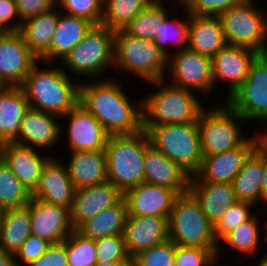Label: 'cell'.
I'll use <instances>...</instances> for the list:
<instances>
[{"mask_svg": "<svg viewBox=\"0 0 267 266\" xmlns=\"http://www.w3.org/2000/svg\"><path fill=\"white\" fill-rule=\"evenodd\" d=\"M59 120L61 121V118L57 115L29 108L22 119L14 143L37 150L55 147L61 141L64 132V124L61 122V125Z\"/></svg>", "mask_w": 267, "mask_h": 266, "instance_id": "cell-16", "label": "cell"}, {"mask_svg": "<svg viewBox=\"0 0 267 266\" xmlns=\"http://www.w3.org/2000/svg\"><path fill=\"white\" fill-rule=\"evenodd\" d=\"M154 0H103L101 24L117 31L126 27L131 20Z\"/></svg>", "mask_w": 267, "mask_h": 266, "instance_id": "cell-34", "label": "cell"}, {"mask_svg": "<svg viewBox=\"0 0 267 266\" xmlns=\"http://www.w3.org/2000/svg\"><path fill=\"white\" fill-rule=\"evenodd\" d=\"M28 266H69L65 240L59 243H51L45 253Z\"/></svg>", "mask_w": 267, "mask_h": 266, "instance_id": "cell-48", "label": "cell"}, {"mask_svg": "<svg viewBox=\"0 0 267 266\" xmlns=\"http://www.w3.org/2000/svg\"><path fill=\"white\" fill-rule=\"evenodd\" d=\"M97 262H124L130 258L123 235L95 239Z\"/></svg>", "mask_w": 267, "mask_h": 266, "instance_id": "cell-42", "label": "cell"}, {"mask_svg": "<svg viewBox=\"0 0 267 266\" xmlns=\"http://www.w3.org/2000/svg\"><path fill=\"white\" fill-rule=\"evenodd\" d=\"M164 1L154 0L139 12L123 30L133 37L144 40H154L155 30L163 24L169 15Z\"/></svg>", "mask_w": 267, "mask_h": 266, "instance_id": "cell-35", "label": "cell"}, {"mask_svg": "<svg viewBox=\"0 0 267 266\" xmlns=\"http://www.w3.org/2000/svg\"><path fill=\"white\" fill-rule=\"evenodd\" d=\"M59 20V9L21 22L19 33L29 49L40 59L48 50Z\"/></svg>", "mask_w": 267, "mask_h": 266, "instance_id": "cell-30", "label": "cell"}, {"mask_svg": "<svg viewBox=\"0 0 267 266\" xmlns=\"http://www.w3.org/2000/svg\"><path fill=\"white\" fill-rule=\"evenodd\" d=\"M0 266H16L14 254L0 246Z\"/></svg>", "mask_w": 267, "mask_h": 266, "instance_id": "cell-51", "label": "cell"}, {"mask_svg": "<svg viewBox=\"0 0 267 266\" xmlns=\"http://www.w3.org/2000/svg\"><path fill=\"white\" fill-rule=\"evenodd\" d=\"M243 0H180L187 14L218 16Z\"/></svg>", "mask_w": 267, "mask_h": 266, "instance_id": "cell-45", "label": "cell"}, {"mask_svg": "<svg viewBox=\"0 0 267 266\" xmlns=\"http://www.w3.org/2000/svg\"><path fill=\"white\" fill-rule=\"evenodd\" d=\"M120 266H140L134 257H130L128 260L120 263Z\"/></svg>", "mask_w": 267, "mask_h": 266, "instance_id": "cell-53", "label": "cell"}, {"mask_svg": "<svg viewBox=\"0 0 267 266\" xmlns=\"http://www.w3.org/2000/svg\"><path fill=\"white\" fill-rule=\"evenodd\" d=\"M150 145L144 130L133 135H109L104 149L108 181L123 193L145 182L143 162Z\"/></svg>", "mask_w": 267, "mask_h": 266, "instance_id": "cell-4", "label": "cell"}, {"mask_svg": "<svg viewBox=\"0 0 267 266\" xmlns=\"http://www.w3.org/2000/svg\"><path fill=\"white\" fill-rule=\"evenodd\" d=\"M252 203L244 201H236L224 214L221 216L219 221L214 225V236L217 240L219 247L216 253V258L219 260V257L223 251L221 248V240L235 228H237L241 223H244L250 220L254 214L251 212V207L253 208ZM219 256V257H218Z\"/></svg>", "mask_w": 267, "mask_h": 266, "instance_id": "cell-40", "label": "cell"}, {"mask_svg": "<svg viewBox=\"0 0 267 266\" xmlns=\"http://www.w3.org/2000/svg\"><path fill=\"white\" fill-rule=\"evenodd\" d=\"M124 241L130 257L169 239L168 218L163 216H128Z\"/></svg>", "mask_w": 267, "mask_h": 266, "instance_id": "cell-21", "label": "cell"}, {"mask_svg": "<svg viewBox=\"0 0 267 266\" xmlns=\"http://www.w3.org/2000/svg\"><path fill=\"white\" fill-rule=\"evenodd\" d=\"M30 105L21 86H0V144L14 142Z\"/></svg>", "mask_w": 267, "mask_h": 266, "instance_id": "cell-29", "label": "cell"}, {"mask_svg": "<svg viewBox=\"0 0 267 266\" xmlns=\"http://www.w3.org/2000/svg\"><path fill=\"white\" fill-rule=\"evenodd\" d=\"M92 25L86 19L60 12L59 8V20L49 50L39 60L49 64L55 59L61 61L82 41Z\"/></svg>", "mask_w": 267, "mask_h": 266, "instance_id": "cell-27", "label": "cell"}, {"mask_svg": "<svg viewBox=\"0 0 267 266\" xmlns=\"http://www.w3.org/2000/svg\"><path fill=\"white\" fill-rule=\"evenodd\" d=\"M267 131V128H265ZM264 130V132L261 131V133L257 132L256 137H257V144L267 153V132Z\"/></svg>", "mask_w": 267, "mask_h": 266, "instance_id": "cell-52", "label": "cell"}, {"mask_svg": "<svg viewBox=\"0 0 267 266\" xmlns=\"http://www.w3.org/2000/svg\"><path fill=\"white\" fill-rule=\"evenodd\" d=\"M30 193L0 158V207L3 210L22 208L28 205Z\"/></svg>", "mask_w": 267, "mask_h": 266, "instance_id": "cell-37", "label": "cell"}, {"mask_svg": "<svg viewBox=\"0 0 267 266\" xmlns=\"http://www.w3.org/2000/svg\"><path fill=\"white\" fill-rule=\"evenodd\" d=\"M124 193L110 181L75 189L70 210L74 229L102 210L118 204Z\"/></svg>", "mask_w": 267, "mask_h": 266, "instance_id": "cell-17", "label": "cell"}, {"mask_svg": "<svg viewBox=\"0 0 267 266\" xmlns=\"http://www.w3.org/2000/svg\"><path fill=\"white\" fill-rule=\"evenodd\" d=\"M255 3V0H243L218 16L228 45L263 55L267 54V12L257 8Z\"/></svg>", "mask_w": 267, "mask_h": 266, "instance_id": "cell-9", "label": "cell"}, {"mask_svg": "<svg viewBox=\"0 0 267 266\" xmlns=\"http://www.w3.org/2000/svg\"><path fill=\"white\" fill-rule=\"evenodd\" d=\"M143 168L146 183L169 188L178 195L188 192L191 175L152 145L146 149Z\"/></svg>", "mask_w": 267, "mask_h": 266, "instance_id": "cell-23", "label": "cell"}, {"mask_svg": "<svg viewBox=\"0 0 267 266\" xmlns=\"http://www.w3.org/2000/svg\"><path fill=\"white\" fill-rule=\"evenodd\" d=\"M246 120L227 103L204 108L198 118L203 157L239 147L249 136H242Z\"/></svg>", "mask_w": 267, "mask_h": 266, "instance_id": "cell-10", "label": "cell"}, {"mask_svg": "<svg viewBox=\"0 0 267 266\" xmlns=\"http://www.w3.org/2000/svg\"><path fill=\"white\" fill-rule=\"evenodd\" d=\"M65 246L69 266H94L97 263L95 239L74 229L65 239Z\"/></svg>", "mask_w": 267, "mask_h": 266, "instance_id": "cell-39", "label": "cell"}, {"mask_svg": "<svg viewBox=\"0 0 267 266\" xmlns=\"http://www.w3.org/2000/svg\"><path fill=\"white\" fill-rule=\"evenodd\" d=\"M16 18L18 20L12 23ZM20 26L21 20L18 15L15 0H0V32H18Z\"/></svg>", "mask_w": 267, "mask_h": 266, "instance_id": "cell-49", "label": "cell"}, {"mask_svg": "<svg viewBox=\"0 0 267 266\" xmlns=\"http://www.w3.org/2000/svg\"><path fill=\"white\" fill-rule=\"evenodd\" d=\"M114 34L103 24L92 25L82 41L60 61L65 73L101 79L114 65Z\"/></svg>", "mask_w": 267, "mask_h": 266, "instance_id": "cell-5", "label": "cell"}, {"mask_svg": "<svg viewBox=\"0 0 267 266\" xmlns=\"http://www.w3.org/2000/svg\"><path fill=\"white\" fill-rule=\"evenodd\" d=\"M38 61L19 32H0V86H21Z\"/></svg>", "mask_w": 267, "mask_h": 266, "instance_id": "cell-13", "label": "cell"}, {"mask_svg": "<svg viewBox=\"0 0 267 266\" xmlns=\"http://www.w3.org/2000/svg\"><path fill=\"white\" fill-rule=\"evenodd\" d=\"M67 119V120H66ZM68 126V149L72 151H97L104 150L109 134L100 122L81 104L61 117Z\"/></svg>", "mask_w": 267, "mask_h": 266, "instance_id": "cell-15", "label": "cell"}, {"mask_svg": "<svg viewBox=\"0 0 267 266\" xmlns=\"http://www.w3.org/2000/svg\"><path fill=\"white\" fill-rule=\"evenodd\" d=\"M88 82L80 81L79 104L100 122L109 135H133L143 131L142 98L133 102L125 93L123 84L114 78Z\"/></svg>", "mask_w": 267, "mask_h": 266, "instance_id": "cell-1", "label": "cell"}, {"mask_svg": "<svg viewBox=\"0 0 267 266\" xmlns=\"http://www.w3.org/2000/svg\"><path fill=\"white\" fill-rule=\"evenodd\" d=\"M50 245L51 242L44 238L29 235L14 254L16 266H28L43 255Z\"/></svg>", "mask_w": 267, "mask_h": 266, "instance_id": "cell-46", "label": "cell"}, {"mask_svg": "<svg viewBox=\"0 0 267 266\" xmlns=\"http://www.w3.org/2000/svg\"><path fill=\"white\" fill-rule=\"evenodd\" d=\"M187 19L169 18L168 15L163 24H160L155 30V45L167 56L170 55V48L167 46L177 47L176 51L188 47L189 36V14ZM179 47V48H178Z\"/></svg>", "mask_w": 267, "mask_h": 266, "instance_id": "cell-36", "label": "cell"}, {"mask_svg": "<svg viewBox=\"0 0 267 266\" xmlns=\"http://www.w3.org/2000/svg\"><path fill=\"white\" fill-rule=\"evenodd\" d=\"M38 151L14 142L0 144V158L30 193L37 188L42 168L52 157Z\"/></svg>", "mask_w": 267, "mask_h": 266, "instance_id": "cell-20", "label": "cell"}, {"mask_svg": "<svg viewBox=\"0 0 267 266\" xmlns=\"http://www.w3.org/2000/svg\"><path fill=\"white\" fill-rule=\"evenodd\" d=\"M259 218L254 215L250 220L241 223L233 231L229 232L222 240L221 244L228 245L232 250L250 255V257L260 250V225Z\"/></svg>", "mask_w": 267, "mask_h": 266, "instance_id": "cell-38", "label": "cell"}, {"mask_svg": "<svg viewBox=\"0 0 267 266\" xmlns=\"http://www.w3.org/2000/svg\"><path fill=\"white\" fill-rule=\"evenodd\" d=\"M75 188L68 176L65 163L51 157L43 166L40 181L32 197L49 204L70 209Z\"/></svg>", "mask_w": 267, "mask_h": 266, "instance_id": "cell-24", "label": "cell"}, {"mask_svg": "<svg viewBox=\"0 0 267 266\" xmlns=\"http://www.w3.org/2000/svg\"><path fill=\"white\" fill-rule=\"evenodd\" d=\"M169 82L175 86L210 96L215 89L212 76V59L188 47L172 51L168 56Z\"/></svg>", "mask_w": 267, "mask_h": 266, "instance_id": "cell-12", "label": "cell"}, {"mask_svg": "<svg viewBox=\"0 0 267 266\" xmlns=\"http://www.w3.org/2000/svg\"><path fill=\"white\" fill-rule=\"evenodd\" d=\"M150 144L179 164L191 176L200 168L203 153L197 122L143 125Z\"/></svg>", "mask_w": 267, "mask_h": 266, "instance_id": "cell-6", "label": "cell"}, {"mask_svg": "<svg viewBox=\"0 0 267 266\" xmlns=\"http://www.w3.org/2000/svg\"><path fill=\"white\" fill-rule=\"evenodd\" d=\"M179 195L166 187L142 184L124 193L128 216H163L169 218Z\"/></svg>", "mask_w": 267, "mask_h": 266, "instance_id": "cell-22", "label": "cell"}, {"mask_svg": "<svg viewBox=\"0 0 267 266\" xmlns=\"http://www.w3.org/2000/svg\"><path fill=\"white\" fill-rule=\"evenodd\" d=\"M122 262H97L94 266H120Z\"/></svg>", "mask_w": 267, "mask_h": 266, "instance_id": "cell-54", "label": "cell"}, {"mask_svg": "<svg viewBox=\"0 0 267 266\" xmlns=\"http://www.w3.org/2000/svg\"><path fill=\"white\" fill-rule=\"evenodd\" d=\"M226 103L247 121L267 122V54L259 55L251 64L241 86Z\"/></svg>", "mask_w": 267, "mask_h": 266, "instance_id": "cell-11", "label": "cell"}, {"mask_svg": "<svg viewBox=\"0 0 267 266\" xmlns=\"http://www.w3.org/2000/svg\"><path fill=\"white\" fill-rule=\"evenodd\" d=\"M253 135L235 149L204 156L199 170L194 175L201 182L232 183L257 144V137Z\"/></svg>", "mask_w": 267, "mask_h": 266, "instance_id": "cell-18", "label": "cell"}, {"mask_svg": "<svg viewBox=\"0 0 267 266\" xmlns=\"http://www.w3.org/2000/svg\"><path fill=\"white\" fill-rule=\"evenodd\" d=\"M3 209L0 207V225H1V220H2V216H3Z\"/></svg>", "mask_w": 267, "mask_h": 266, "instance_id": "cell-57", "label": "cell"}, {"mask_svg": "<svg viewBox=\"0 0 267 266\" xmlns=\"http://www.w3.org/2000/svg\"><path fill=\"white\" fill-rule=\"evenodd\" d=\"M260 258L258 259L260 261H256V262H258V264L256 266H267V254H263L262 257H260Z\"/></svg>", "mask_w": 267, "mask_h": 266, "instance_id": "cell-55", "label": "cell"}, {"mask_svg": "<svg viewBox=\"0 0 267 266\" xmlns=\"http://www.w3.org/2000/svg\"><path fill=\"white\" fill-rule=\"evenodd\" d=\"M156 1H166V0H156ZM177 2H175V3H178L179 4V2H180V0H176Z\"/></svg>", "mask_w": 267, "mask_h": 266, "instance_id": "cell-58", "label": "cell"}, {"mask_svg": "<svg viewBox=\"0 0 267 266\" xmlns=\"http://www.w3.org/2000/svg\"><path fill=\"white\" fill-rule=\"evenodd\" d=\"M31 235L30 202L22 208L6 209L0 225V246L15 254Z\"/></svg>", "mask_w": 267, "mask_h": 266, "instance_id": "cell-32", "label": "cell"}, {"mask_svg": "<svg viewBox=\"0 0 267 266\" xmlns=\"http://www.w3.org/2000/svg\"><path fill=\"white\" fill-rule=\"evenodd\" d=\"M62 13L88 20L93 25L101 24L103 0H57Z\"/></svg>", "mask_w": 267, "mask_h": 266, "instance_id": "cell-41", "label": "cell"}, {"mask_svg": "<svg viewBox=\"0 0 267 266\" xmlns=\"http://www.w3.org/2000/svg\"><path fill=\"white\" fill-rule=\"evenodd\" d=\"M140 266H175V243L170 239L134 256Z\"/></svg>", "mask_w": 267, "mask_h": 266, "instance_id": "cell-44", "label": "cell"}, {"mask_svg": "<svg viewBox=\"0 0 267 266\" xmlns=\"http://www.w3.org/2000/svg\"><path fill=\"white\" fill-rule=\"evenodd\" d=\"M166 80L167 77L150 82L151 86L160 88L142 98L143 125L198 122L205 106L195 92L169 84Z\"/></svg>", "mask_w": 267, "mask_h": 266, "instance_id": "cell-3", "label": "cell"}, {"mask_svg": "<svg viewBox=\"0 0 267 266\" xmlns=\"http://www.w3.org/2000/svg\"><path fill=\"white\" fill-rule=\"evenodd\" d=\"M39 63L41 60L31 69L21 88L30 108L61 118L79 103L80 82L71 81L72 78L63 71L61 65L60 68L54 65L42 69Z\"/></svg>", "mask_w": 267, "mask_h": 266, "instance_id": "cell-2", "label": "cell"}, {"mask_svg": "<svg viewBox=\"0 0 267 266\" xmlns=\"http://www.w3.org/2000/svg\"><path fill=\"white\" fill-rule=\"evenodd\" d=\"M188 191L199 202L213 226L238 201L232 183L201 182L195 175L190 178Z\"/></svg>", "mask_w": 267, "mask_h": 266, "instance_id": "cell-25", "label": "cell"}, {"mask_svg": "<svg viewBox=\"0 0 267 266\" xmlns=\"http://www.w3.org/2000/svg\"><path fill=\"white\" fill-rule=\"evenodd\" d=\"M262 177L261 160L252 152L245 160L242 169L232 181V186L238 201L257 205L262 204ZM258 202V203H257Z\"/></svg>", "mask_w": 267, "mask_h": 266, "instance_id": "cell-33", "label": "cell"}, {"mask_svg": "<svg viewBox=\"0 0 267 266\" xmlns=\"http://www.w3.org/2000/svg\"><path fill=\"white\" fill-rule=\"evenodd\" d=\"M15 3L21 22L57 7V0H15Z\"/></svg>", "mask_w": 267, "mask_h": 266, "instance_id": "cell-47", "label": "cell"}, {"mask_svg": "<svg viewBox=\"0 0 267 266\" xmlns=\"http://www.w3.org/2000/svg\"><path fill=\"white\" fill-rule=\"evenodd\" d=\"M226 45L219 16L189 14V49L212 59Z\"/></svg>", "mask_w": 267, "mask_h": 266, "instance_id": "cell-26", "label": "cell"}, {"mask_svg": "<svg viewBox=\"0 0 267 266\" xmlns=\"http://www.w3.org/2000/svg\"><path fill=\"white\" fill-rule=\"evenodd\" d=\"M31 235L51 243L63 242L74 230L68 208L30 199Z\"/></svg>", "mask_w": 267, "mask_h": 266, "instance_id": "cell-19", "label": "cell"}, {"mask_svg": "<svg viewBox=\"0 0 267 266\" xmlns=\"http://www.w3.org/2000/svg\"><path fill=\"white\" fill-rule=\"evenodd\" d=\"M217 251L175 244V266H217Z\"/></svg>", "mask_w": 267, "mask_h": 266, "instance_id": "cell-43", "label": "cell"}, {"mask_svg": "<svg viewBox=\"0 0 267 266\" xmlns=\"http://www.w3.org/2000/svg\"><path fill=\"white\" fill-rule=\"evenodd\" d=\"M127 217V204L123 198L118 204L102 210L80 224L76 230L91 239L123 235Z\"/></svg>", "mask_w": 267, "mask_h": 266, "instance_id": "cell-31", "label": "cell"}, {"mask_svg": "<svg viewBox=\"0 0 267 266\" xmlns=\"http://www.w3.org/2000/svg\"><path fill=\"white\" fill-rule=\"evenodd\" d=\"M169 239L180 246L218 249L214 226L188 191L179 195L168 218Z\"/></svg>", "mask_w": 267, "mask_h": 266, "instance_id": "cell-8", "label": "cell"}, {"mask_svg": "<svg viewBox=\"0 0 267 266\" xmlns=\"http://www.w3.org/2000/svg\"><path fill=\"white\" fill-rule=\"evenodd\" d=\"M167 60L154 41L133 37L123 29L115 31L113 68L150 83L167 76Z\"/></svg>", "mask_w": 267, "mask_h": 266, "instance_id": "cell-7", "label": "cell"}, {"mask_svg": "<svg viewBox=\"0 0 267 266\" xmlns=\"http://www.w3.org/2000/svg\"><path fill=\"white\" fill-rule=\"evenodd\" d=\"M253 153L261 160L262 163V203L265 208L267 206V153L258 144L254 147Z\"/></svg>", "mask_w": 267, "mask_h": 266, "instance_id": "cell-50", "label": "cell"}, {"mask_svg": "<svg viewBox=\"0 0 267 266\" xmlns=\"http://www.w3.org/2000/svg\"><path fill=\"white\" fill-rule=\"evenodd\" d=\"M266 209H267V206H266ZM265 225H266L265 228L267 229V221H266V224ZM263 233H266L265 234L266 237L264 238V240H265V242H267V231H264Z\"/></svg>", "mask_w": 267, "mask_h": 266, "instance_id": "cell-56", "label": "cell"}, {"mask_svg": "<svg viewBox=\"0 0 267 266\" xmlns=\"http://www.w3.org/2000/svg\"><path fill=\"white\" fill-rule=\"evenodd\" d=\"M260 54L254 50L226 45L212 58V76L214 86L218 83H228L226 99L241 86L246 79L251 64Z\"/></svg>", "mask_w": 267, "mask_h": 266, "instance_id": "cell-14", "label": "cell"}, {"mask_svg": "<svg viewBox=\"0 0 267 266\" xmlns=\"http://www.w3.org/2000/svg\"><path fill=\"white\" fill-rule=\"evenodd\" d=\"M70 153L68 165L65 167L75 189L108 181L104 150L72 151Z\"/></svg>", "mask_w": 267, "mask_h": 266, "instance_id": "cell-28", "label": "cell"}]
</instances>
